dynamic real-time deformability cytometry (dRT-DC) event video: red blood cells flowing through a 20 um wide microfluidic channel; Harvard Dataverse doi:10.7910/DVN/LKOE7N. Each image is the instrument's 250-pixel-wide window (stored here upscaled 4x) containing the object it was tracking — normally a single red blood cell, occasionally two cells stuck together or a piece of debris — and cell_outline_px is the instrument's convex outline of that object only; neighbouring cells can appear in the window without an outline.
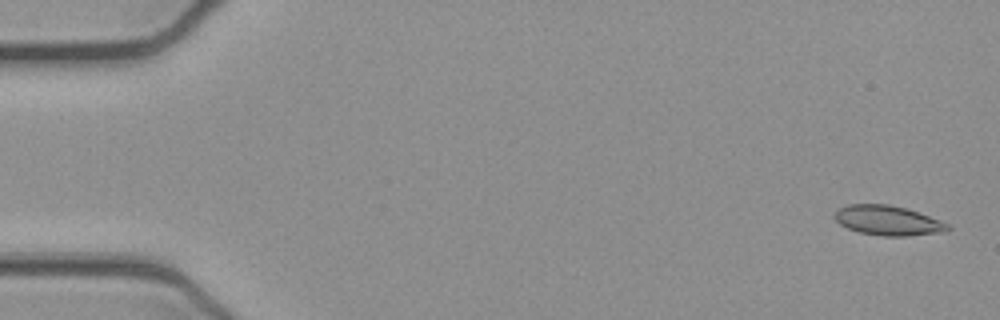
{"species": "common noctule bat (a hibernating species)", "species_latin": "Nyctalus noctula", "temperature_condition": "cold", "stored_images_in_passage": 52, "camera_frame_rate_fps": 3000, "um_per_image_px": 0.085, "animal": {"sex": "female", "body_mass_g": 21.9}, "frame": {"image": 1, "passage_image": 2, "time_ms": 0.333, "image_size_px": [1000, 320], "cell_outline_px": [[952, 228], [944, 232], [908, 236], [884, 236], [860, 232], [848, 228], [840, 224], [832, 216], [840, 208], [848, 204], [888, 204], [904, 208], [940, 220], [948, 224]], "centroid_in_image_um": [75.47, 18.75], "position_along_channel_um": 9.5, "area_um2": 19.42}}
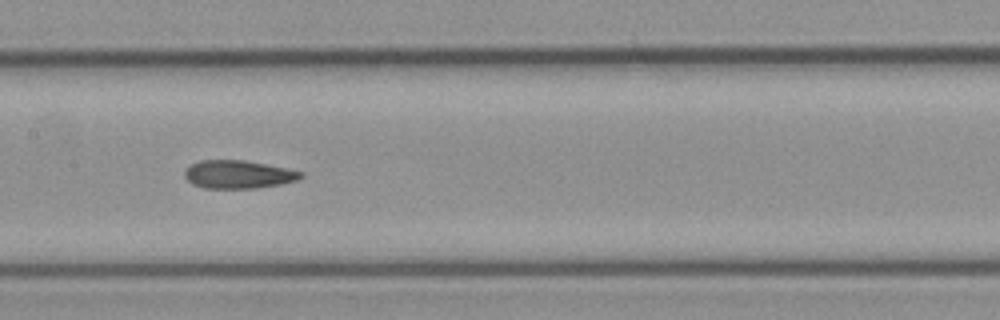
{"frame": {"image": 2, "passage_image": 26, "time_ms": 8.333, "image_size_px": [1000, 320], "cell_outline_px": [[304, 176], [296, 180], [280, 184], [256, 188], [204, 188], [192, 184], [184, 176], [184, 172], [192, 164], [200, 160], [244, 160], [304, 172]], "centroid_in_image_um": [20.24, 14.83], "position_along_channel_um": 187.2, "area_um2": 18.84}}
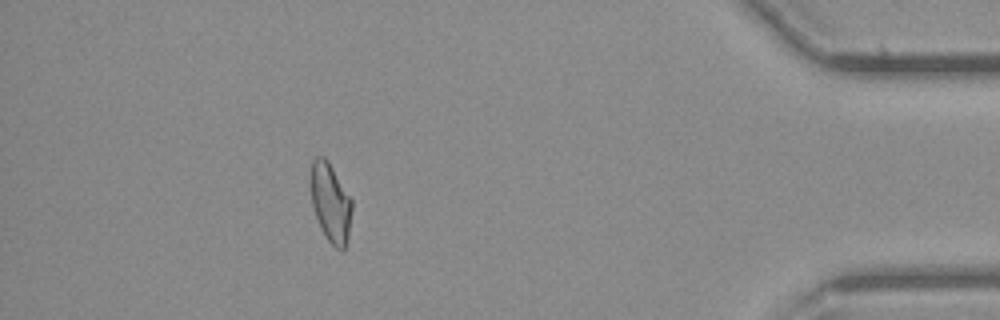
{"frame": {"image": 3, "passage_image": 47, "time_ms": 15.333, "image_size_px": [1000, 320], "cell_outline_px": [[352, 208], [348, 240], [344, 252], [340, 252], [328, 240], [316, 216], [312, 204], [312, 160], [316, 156], [324, 156], [328, 160], [352, 200]], "centroid_in_image_um": [28.14, 17.26], "position_along_channel_um": 407.1, "area_um2": 18.67}, "authors_computed_cell_mechanics": {"area_um2": 19.6231, "velocity_mm_per_s": 3.9121, "shape_relaxation_time_tau1_ms": null, "shape_relaxation_time_tau2_ms": 3.3805, "deformation_change_tau1": null, "deformation_change_tau2": 0.0791}}